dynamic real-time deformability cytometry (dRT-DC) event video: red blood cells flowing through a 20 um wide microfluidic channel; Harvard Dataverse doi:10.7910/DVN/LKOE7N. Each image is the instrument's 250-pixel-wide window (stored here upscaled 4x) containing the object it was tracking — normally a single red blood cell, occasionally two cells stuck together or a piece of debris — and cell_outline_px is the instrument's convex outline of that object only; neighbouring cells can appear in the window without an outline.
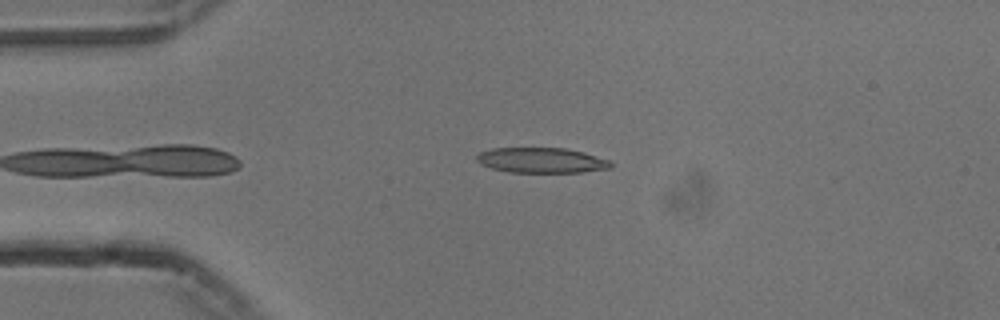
{"species": "common noctule bat (a hibernating species)", "species_latin": "Nyctalus noctula", "temperature_condition": "cold", "stored_images_in_passage": 39, "camera_frame_rate_fps": 3000, "um_per_image_px": 0.085, "animal": {"sex": "male", "body_mass_g": 13.3}, "frame": {"image": 1, "passage_image": 2, "time_ms": 0.333, "image_size_px": [1000, 320], "cell_outline_px": [[612, 168], [584, 172], [508, 172], [492, 168], [480, 164], [476, 160], [476, 156], [480, 152], [492, 148], [564, 148], [584, 152], [608, 160], [612, 164]], "centroid_in_image_um": [46.01, 13.62], "position_along_channel_um": 39.0, "area_um2": 19.71}}
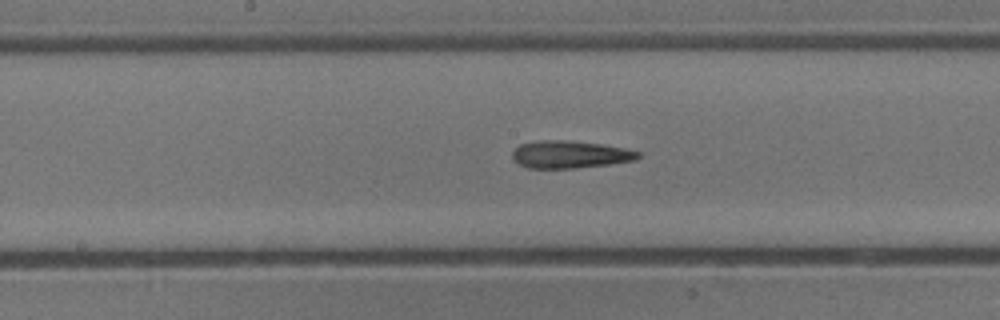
{"frame": {"image": 2, "passage_image": 17, "time_ms": 5.333, "image_size_px": [1000, 320], "cell_outline_px": [[640, 156], [636, 160], [608, 164], [576, 168], [528, 168], [512, 160], [512, 152], [520, 144], [536, 140], [564, 140], [600, 144], [624, 148], [640, 152]], "centroid_in_image_um": [48.41, 13.13], "position_along_channel_um": 199.8, "area_um2": 20.06}}
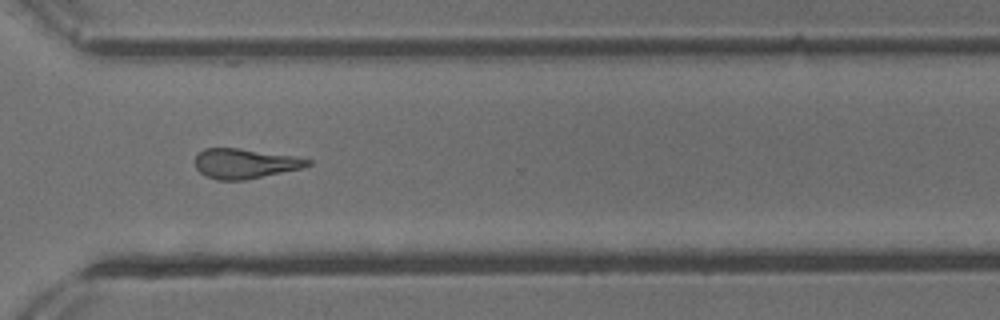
{"frame": {"image": 3, "passage_image": 29, "time_ms": 9.333, "image_size_px": [1000, 320], "cell_outline_px": [[312, 164], [304, 168], [244, 180], [216, 180], [204, 176], [196, 168], [196, 156], [204, 148], [240, 148], [296, 156], [312, 160]], "centroid_in_image_um": [20.85, 13.9], "position_along_channel_um": 349.7, "area_um2": 19.77}, "authors_computed_cell_mechanics": {"area_um2": 20.1722, "velocity_mm_per_s": 3.7681, "shape_relaxation_time_tau1_ms": null, "shape_relaxation_time_tau2_ms": 4.861, "deformation_change_tau1": null, "deformation_change_tau2": 0.1807}}